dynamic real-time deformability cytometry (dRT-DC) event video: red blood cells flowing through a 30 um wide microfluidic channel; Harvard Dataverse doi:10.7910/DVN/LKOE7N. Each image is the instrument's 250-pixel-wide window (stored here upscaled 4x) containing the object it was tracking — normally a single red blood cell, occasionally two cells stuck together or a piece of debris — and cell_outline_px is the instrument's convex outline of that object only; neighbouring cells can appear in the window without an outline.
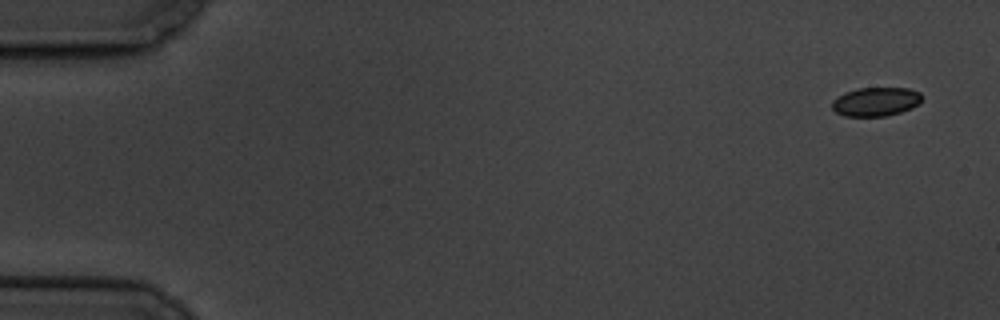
{"species": "common noctule bat (a hibernating species)", "species_latin": "Nyctalus noctula", "temperature_condition": "cold", "stored_images_in_passage": 7, "camera_frame_rate_fps": 3000, "um_per_image_px": 0.085, "animal": {"sex": "male", "body_mass_g": 19.5, "forearm_length_mm": 54.6}, "frame": {"image": 1, "passage_image": 1, "time_ms": 0.0, "image_size_px": [1000, 320], "cell_outline_px": [[924, 96], [920, 104], [912, 108], [900, 112], [884, 116], [844, 116], [836, 112], [832, 108], [832, 100], [844, 92], [856, 88], [908, 88], [920, 92]], "centroid_in_image_um": [74.47, 8.63], "position_along_channel_um": 10.5, "area_um2": 15.32}}
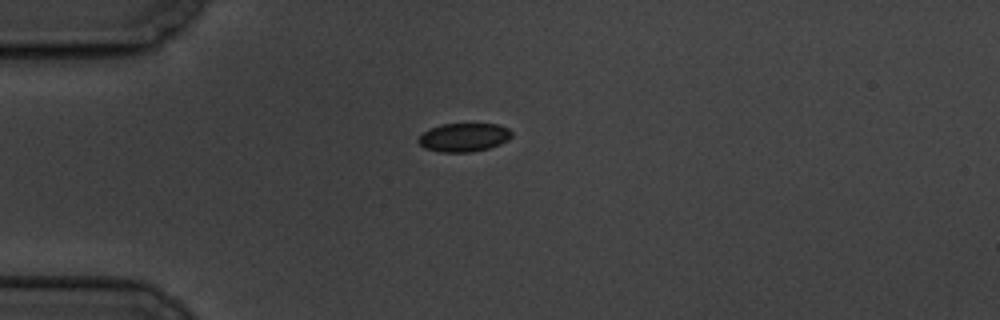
{"frame": {"image": 2, "passage_image": 5, "time_ms": 4.333, "image_size_px": [1000, 320], "cell_outline_px": [[512, 136], [508, 140], [500, 144], [488, 148], [472, 152], [440, 152], [424, 148], [416, 140], [424, 132], [432, 128], [444, 124], [496, 124], [508, 128], [512, 132]], "centroid_in_image_um": [39.44, 11.68], "position_along_channel_um": 45.6, "area_um2": 15.43}}
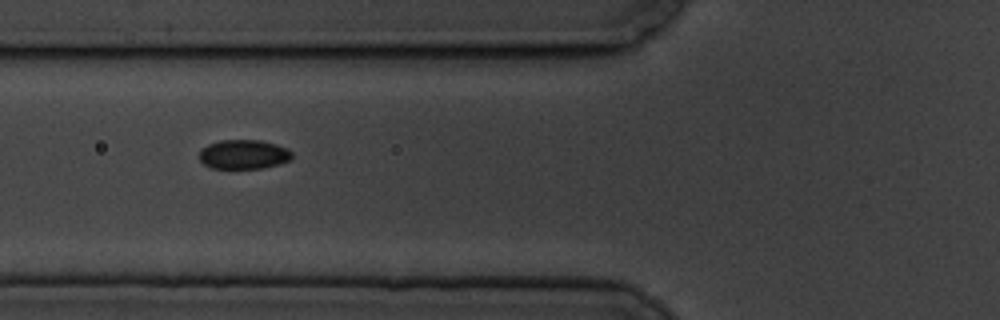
{"frame": {"image": 3, "passage_image": 7, "time_ms": 6.667, "image_size_px": [1000, 320], "cell_outline_px": [[292, 156], [288, 160], [280, 164], [260, 168], [212, 168], [204, 164], [200, 160], [200, 152], [208, 144], [220, 140], [260, 140], [276, 144], [288, 148], [292, 152]], "centroid_in_image_um": [20.73, 13.11], "position_along_channel_um": 105.1, "area_um2": 15.72}}